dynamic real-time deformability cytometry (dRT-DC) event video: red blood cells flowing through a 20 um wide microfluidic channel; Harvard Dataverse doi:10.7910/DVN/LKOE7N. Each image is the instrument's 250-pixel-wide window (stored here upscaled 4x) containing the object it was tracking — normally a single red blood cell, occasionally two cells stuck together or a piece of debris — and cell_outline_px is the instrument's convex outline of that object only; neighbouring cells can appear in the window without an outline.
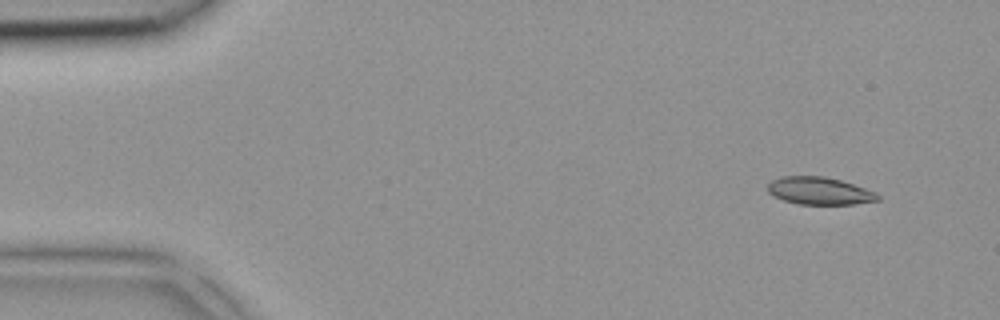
{"species": "common noctule bat (a hibernating species)", "species_latin": "Nyctalus noctula", "temperature_condition": "room temperature", "stored_images_in_passage": 4, "camera_frame_rate_fps": 3000, "um_per_image_px": 0.085, "animal": {"sex": "female", "body_mass_g": 18.4}, "frame": {"image": 1, "passage_image": 1, "time_ms": 0.0, "image_size_px": [1000, 320], "cell_outline_px": [[880, 200], [856, 204], [796, 204], [772, 196], [768, 192], [768, 184], [772, 180], [780, 176], [824, 176], [840, 180], [876, 192], [880, 196]], "centroid_in_image_um": [69.64, 16.23], "position_along_channel_um": 15.4, "area_um2": 17.69}}